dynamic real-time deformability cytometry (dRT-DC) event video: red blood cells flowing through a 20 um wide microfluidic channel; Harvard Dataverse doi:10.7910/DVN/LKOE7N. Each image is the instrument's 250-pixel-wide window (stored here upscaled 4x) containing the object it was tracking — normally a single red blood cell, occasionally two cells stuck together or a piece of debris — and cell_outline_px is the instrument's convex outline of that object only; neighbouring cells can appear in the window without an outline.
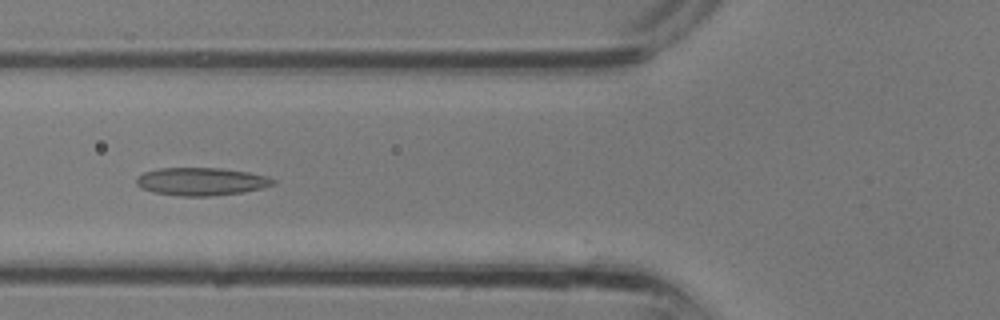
{"species": "common noctule bat (a hibernating species)", "species_latin": "Nyctalus noctula", "temperature_condition": "room temperature", "stored_images_in_passage": 22, "camera_frame_rate_fps": 3000, "um_per_image_px": 0.085, "animal": {"sex": "male", "body_mass_g": 13.3}, "frame": {"image": 1, "passage_image": 4, "time_ms": 1.0, "image_size_px": [1000, 320], "cell_outline_px": [[276, 184], [244, 192], [208, 196], [180, 196], [152, 192], [140, 188], [136, 184], [136, 176], [144, 172], [160, 168], [220, 168], [248, 172], [268, 176], [276, 180]], "centroid_in_image_um": [17.09, 15.43], "position_along_channel_um": 108.7, "area_um2": 22.31}}
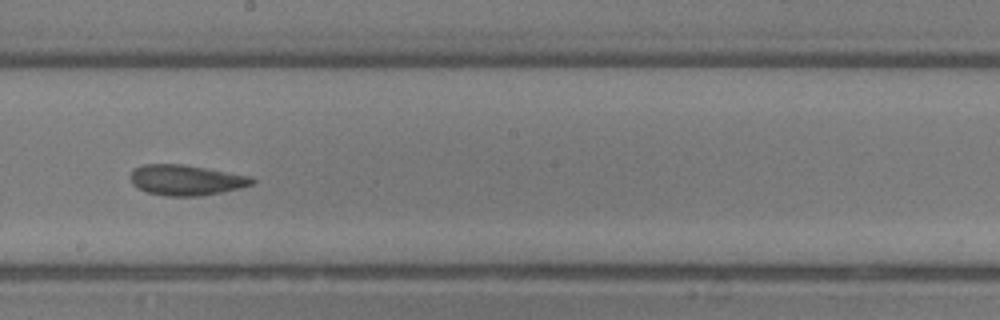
{"frame": {"image": 2, "passage_image": 10, "time_ms": 3.0, "image_size_px": [1000, 320], "cell_outline_px": [[256, 180], [252, 184], [240, 188], [200, 196], [164, 196], [148, 192], [136, 188], [132, 184], [132, 172], [136, 168], [144, 164], [184, 164], [252, 176]], "centroid_in_image_um": [15.84, 15.3], "position_along_channel_um": 232.4, "area_um2": 21.56}}